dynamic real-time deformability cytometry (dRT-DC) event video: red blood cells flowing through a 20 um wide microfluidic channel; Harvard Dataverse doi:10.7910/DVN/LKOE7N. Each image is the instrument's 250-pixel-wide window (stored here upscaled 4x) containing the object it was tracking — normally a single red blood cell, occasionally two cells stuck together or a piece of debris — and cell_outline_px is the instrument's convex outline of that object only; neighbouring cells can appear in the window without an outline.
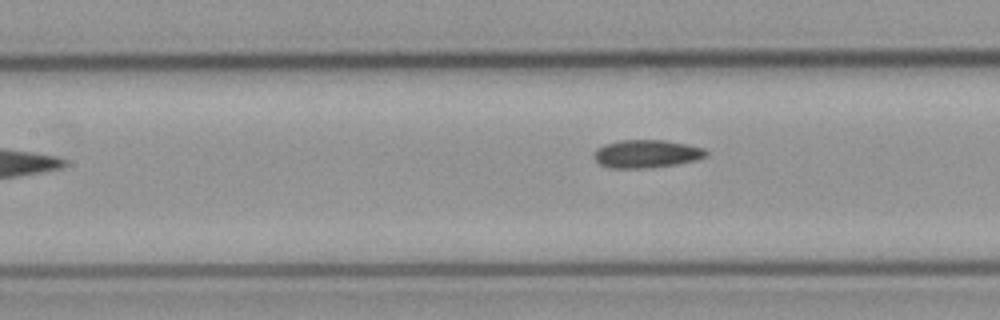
{"species": "common noctule bat (a hibernating species)", "species_latin": "Nyctalus noctula", "temperature_condition": "cold", "stored_images_in_passage": 7, "camera_frame_rate_fps": 3000, "um_per_image_px": 0.085, "animal": {"sex": "male", "body_mass_g": 23.1, "forearm_length_mm": 52.7}, "frame": {"image": 1, "passage_image": 7, "time_ms": 7.0, "image_size_px": [1000, 320], "cell_outline_px": [[708, 156], [696, 160], [676, 164], [644, 168], [608, 168], [600, 164], [592, 156], [592, 152], [596, 148], [604, 144], [620, 140], [664, 140], [688, 144], [704, 148], [708, 152]], "centroid_in_image_um": [54.93, 13.07], "position_along_channel_um": 152.5, "area_um2": 18.5}}